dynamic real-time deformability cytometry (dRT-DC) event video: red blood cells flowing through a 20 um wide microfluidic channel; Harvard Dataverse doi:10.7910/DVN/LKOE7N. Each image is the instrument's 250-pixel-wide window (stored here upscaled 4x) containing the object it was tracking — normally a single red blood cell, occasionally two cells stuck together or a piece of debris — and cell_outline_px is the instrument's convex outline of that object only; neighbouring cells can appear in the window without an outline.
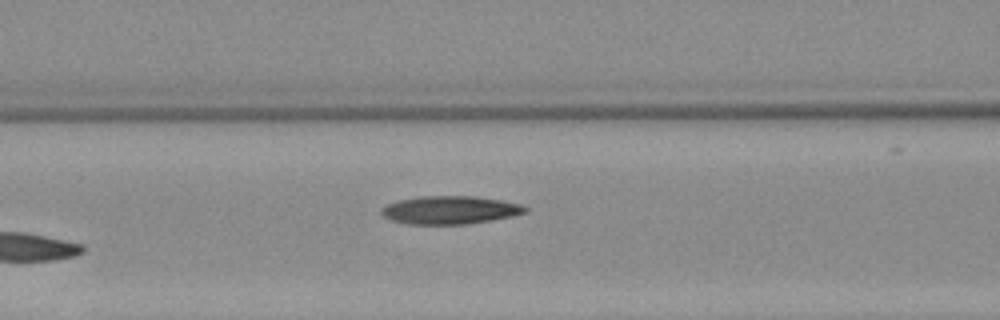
{"species": "Egyptian fruit bat (a non-hibernating species)", "species_latin": "Rousettus aegyptiacus", "temperature_condition": "warm", "stored_images_in_passage": 3, "camera_frame_rate_fps": 3000, "um_per_image_px": 0.085, "animal": {"sex": "female"}, "frame": {"image": 1, "passage_image": 3, "time_ms": 2.333, "image_size_px": [1000, 320], "cell_outline_px": [[528, 212], [512, 216], [464, 224], [408, 224], [392, 220], [384, 216], [380, 212], [380, 208], [384, 204], [400, 200], [420, 196], [476, 196], [504, 200], [524, 204], [528, 208]], "centroid_in_image_um": [38.27, 17.83], "position_along_channel_um": 128.3, "area_um2": 23.7}}